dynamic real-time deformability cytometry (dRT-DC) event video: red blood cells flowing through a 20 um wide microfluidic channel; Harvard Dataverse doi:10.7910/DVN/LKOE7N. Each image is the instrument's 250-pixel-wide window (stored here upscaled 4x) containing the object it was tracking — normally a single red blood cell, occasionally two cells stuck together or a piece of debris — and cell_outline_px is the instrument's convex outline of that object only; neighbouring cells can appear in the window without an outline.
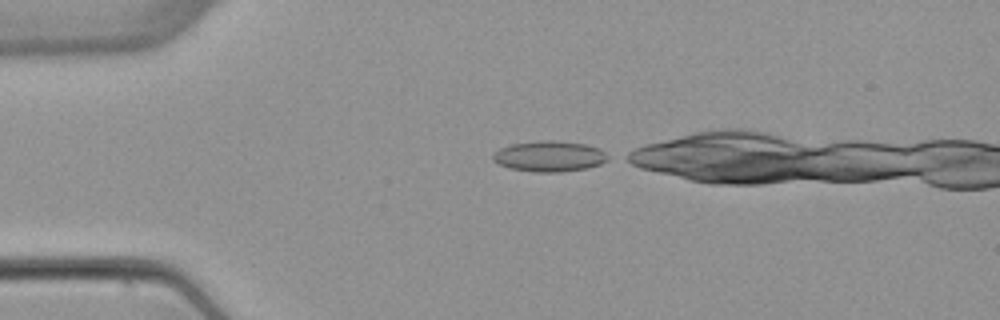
{"species": "common noctule bat (a hibernating species)", "species_latin": "Nyctalus noctula", "temperature_condition": "warm", "stored_images_in_passage": 5, "camera_frame_rate_fps": 3000, "um_per_image_px": 0.085, "animal": {"sex": "female", "body_mass_g": 22.7, "forearm_length_mm": 54.2}, "frame": {"image": 1, "passage_image": 1, "time_ms": 0.0, "image_size_px": [1000, 320], "cell_outline_px": [[612, 156], [608, 160], [600, 164], [588, 168], [560, 172], [532, 172], [508, 168], [496, 164], [492, 160], [492, 156], [500, 148], [512, 144], [540, 140], [556, 140], [584, 144], [600, 148]], "centroid_in_image_um": [46.72, 13.29], "position_along_channel_um": 38.3, "area_um2": 20.92}}
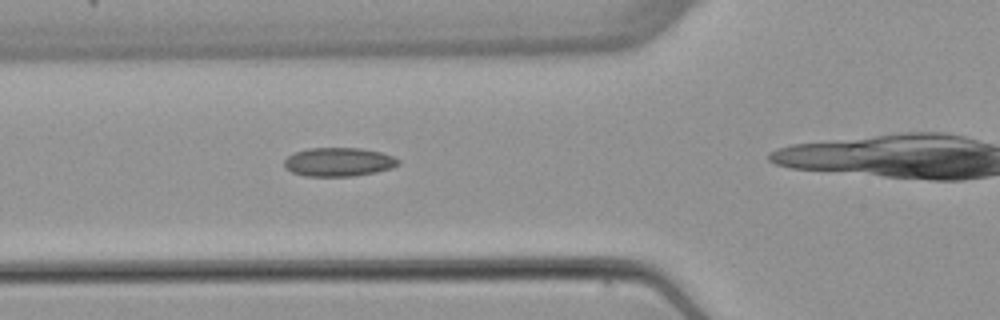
{"frame": {"image": 2, "passage_image": 3, "time_ms": 2.333, "image_size_px": [1000, 320], "cell_outline_px": [[400, 164], [392, 168], [376, 172], [356, 176], [304, 176], [292, 172], [284, 168], [284, 160], [288, 156], [296, 152], [308, 148], [360, 148], [380, 152], [392, 156], [400, 160]], "centroid_in_image_um": [28.78, 13.77], "position_along_channel_um": 97.0, "area_um2": 19.19}}